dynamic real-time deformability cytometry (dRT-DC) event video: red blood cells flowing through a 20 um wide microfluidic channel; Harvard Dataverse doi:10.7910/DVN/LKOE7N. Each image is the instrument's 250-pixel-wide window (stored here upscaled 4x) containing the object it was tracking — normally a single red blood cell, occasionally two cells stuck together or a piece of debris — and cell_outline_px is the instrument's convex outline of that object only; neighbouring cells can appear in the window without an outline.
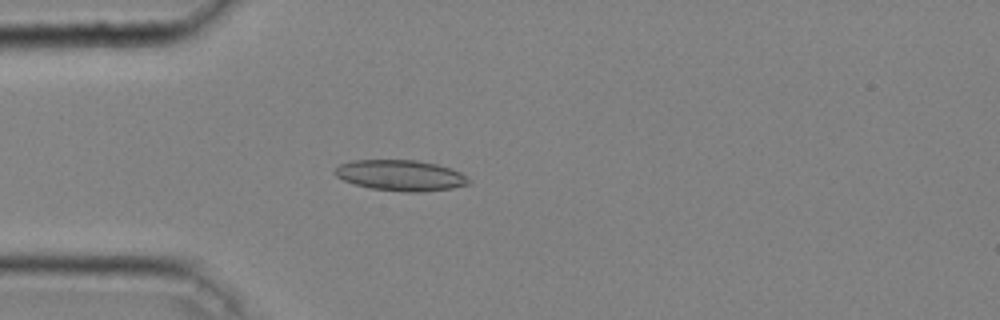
{"species": "common noctule bat (a hibernating species)", "species_latin": "Nyctalus noctula", "temperature_condition": "cold", "stored_images_in_passage": 46, "camera_frame_rate_fps": 3000, "um_per_image_px": 0.085, "animal": {"sex": "male", "body_mass_g": 20.4}, "frame": {"image": 1, "passage_image": 12, "time_ms": 3.667, "image_size_px": [1000, 320], "cell_outline_px": [[468, 184], [452, 188], [424, 192], [404, 192], [372, 188], [356, 184], [344, 180], [336, 176], [332, 172], [340, 164], [352, 160], [416, 160], [436, 164], [460, 172], [468, 180]], "centroid_in_image_um": [34.01, 14.91], "position_along_channel_um": 51.0, "area_um2": 23.76}}
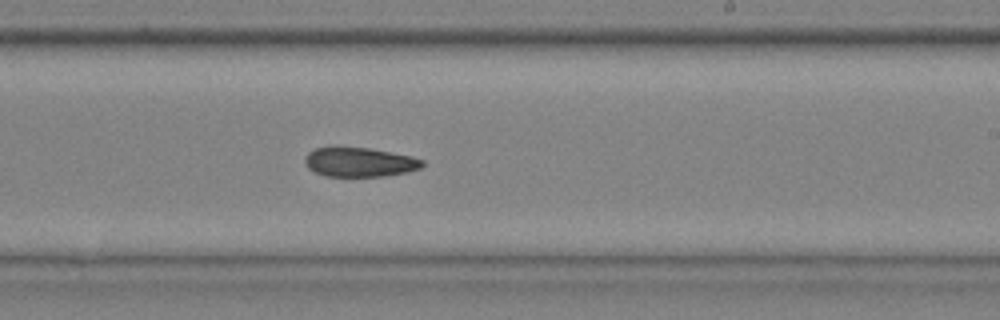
{"frame": {"image": 2, "passage_image": 28, "time_ms": 9.0, "image_size_px": [1000, 320], "cell_outline_px": [[424, 164], [420, 168], [408, 172], [384, 176], [324, 176], [308, 168], [304, 164], [304, 156], [308, 152], [316, 148], [332, 144], [340, 144], [368, 148], [412, 156], [424, 160]], "centroid_in_image_um": [30.49, 13.74], "position_along_channel_um": 258.5, "area_um2": 20.81}}
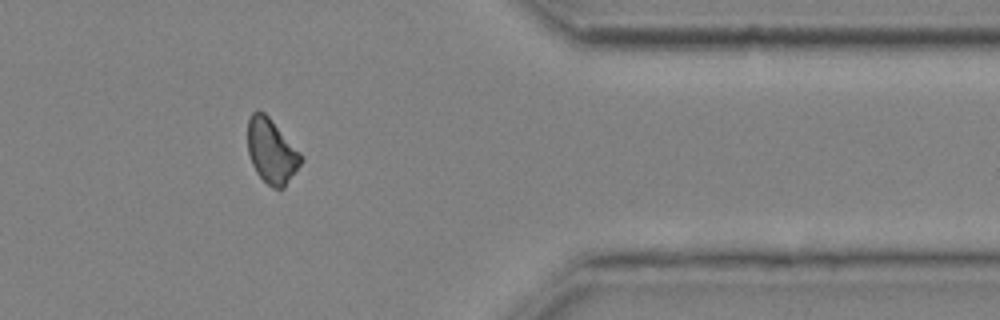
{"frame": {"image": 3, "passage_image": 39, "time_ms": 12.667, "image_size_px": [1000, 320], "cell_outline_px": [[304, 160], [284, 188], [272, 188], [256, 172], [252, 164], [248, 152], [248, 120], [252, 112], [256, 108], [264, 112], [268, 116], [300, 152]], "centroid_in_image_um": [23.08, 12.84], "position_along_channel_um": 388.3, "area_um2": 20.0}}